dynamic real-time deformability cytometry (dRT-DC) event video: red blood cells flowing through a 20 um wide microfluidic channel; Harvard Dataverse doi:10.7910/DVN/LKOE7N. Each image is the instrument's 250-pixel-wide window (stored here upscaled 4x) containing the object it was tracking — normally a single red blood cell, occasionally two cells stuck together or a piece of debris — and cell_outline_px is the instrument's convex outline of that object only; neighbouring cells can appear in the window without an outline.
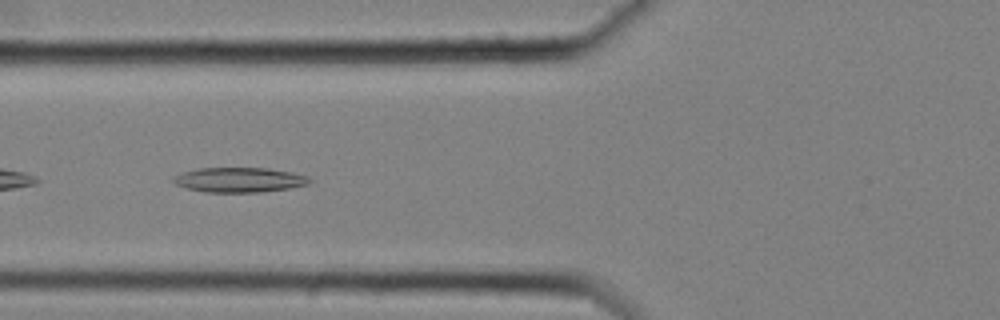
{"species": "common noctule bat (a hibernating species)", "species_latin": "Nyctalus noctula", "temperature_condition": "cold", "stored_images_in_passage": 39, "camera_frame_rate_fps": 3000, "um_per_image_px": 0.085, "animal": {"sex": "female", "body_mass_g": 25.1}, "frame": {"image": 1, "passage_image": 4, "time_ms": 1.0, "image_size_px": [1000, 320], "cell_outline_px": [[312, 180], [308, 184], [288, 188], [260, 192], [204, 192], [188, 188], [176, 184], [172, 180], [172, 176], [184, 172], [200, 168], [268, 168], [292, 172], [308, 176]], "centroid_in_image_um": [20.35, 15.28], "position_along_channel_um": 105.5, "area_um2": 19.59}}
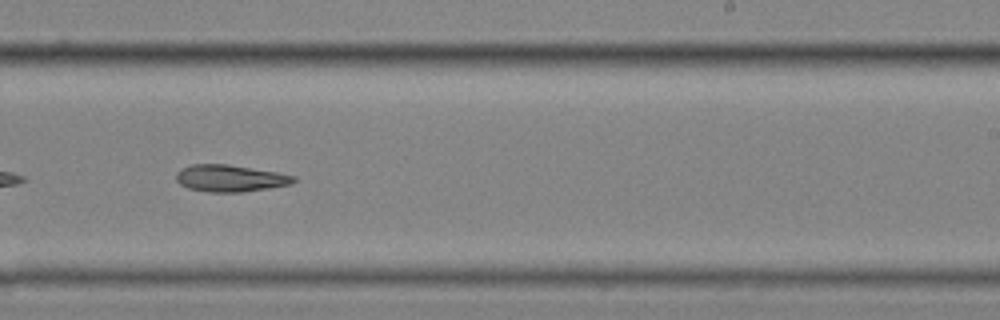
{"frame": {"image": 2, "passage_image": 18, "time_ms": 5.667, "image_size_px": [1000, 320], "cell_outline_px": [[296, 180], [292, 184], [244, 192], [208, 192], [188, 188], [180, 184], [176, 180], [176, 172], [192, 164], [224, 164], [276, 172], [296, 176]], "centroid_in_image_um": [19.56, 15.16], "position_along_channel_um": 269.4, "area_um2": 18.26}}
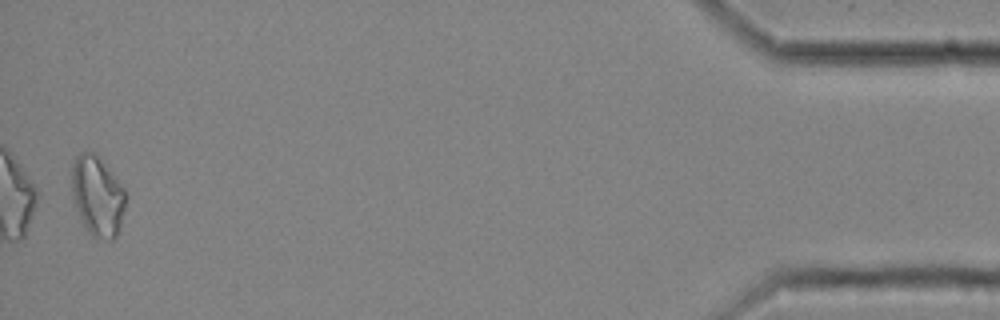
{"frame": {"image": 3, "passage_image": 38, "time_ms": 12.333, "image_size_px": [1000, 320], "cell_outline_px": [[124, 208], [120, 228], [116, 236], [112, 240], [108, 240], [92, 236], [88, 232], [80, 220], [72, 196], [72, 164], [76, 156], [80, 152], [96, 152], [124, 188]], "centroid_in_image_um": [8.26, 16.66], "position_along_channel_um": 426.9, "area_um2": 25.14}}